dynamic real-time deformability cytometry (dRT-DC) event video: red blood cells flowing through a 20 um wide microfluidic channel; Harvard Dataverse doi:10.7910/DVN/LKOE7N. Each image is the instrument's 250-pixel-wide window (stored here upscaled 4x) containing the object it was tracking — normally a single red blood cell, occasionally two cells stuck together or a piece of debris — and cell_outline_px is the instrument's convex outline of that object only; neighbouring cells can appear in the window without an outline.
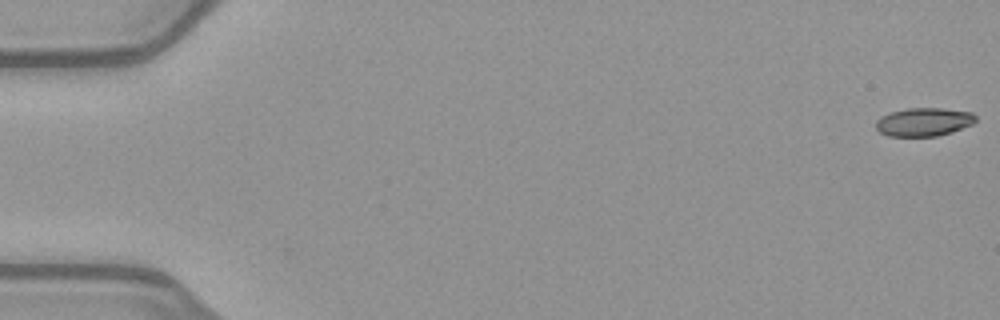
{"species": "common noctule bat (a hibernating species)", "species_latin": "Nyctalus noctula", "temperature_condition": "warm", "stored_images_in_passage": 52, "camera_frame_rate_fps": 3000, "um_per_image_px": 0.085, "animal": {"sex": "female", "body_mass_g": 21.9}, "frame": {"image": 1, "passage_image": 1, "time_ms": 0.0, "image_size_px": [1000, 320], "cell_outline_px": [[976, 120], [972, 124], [952, 132], [936, 136], [888, 136], [880, 132], [876, 128], [876, 120], [880, 116], [892, 112], [908, 108], [940, 108], [972, 112], [976, 116]], "centroid_in_image_um": [78.52, 10.36], "position_along_channel_um": 6.5, "area_um2": 16.47}}
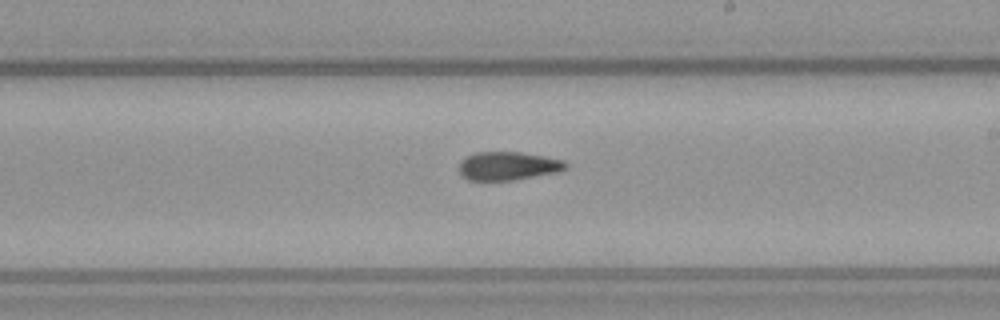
{"frame": {"image": 2, "passage_image": 31, "time_ms": 10.0, "image_size_px": [1000, 320], "cell_outline_px": [[568, 168], [560, 172], [512, 180], [468, 180], [460, 176], [460, 160], [476, 152], [520, 152], [544, 156], [564, 160], [568, 164]], "centroid_in_image_um": [43.21, 14.11], "position_along_channel_um": 245.8, "area_um2": 17.8}}
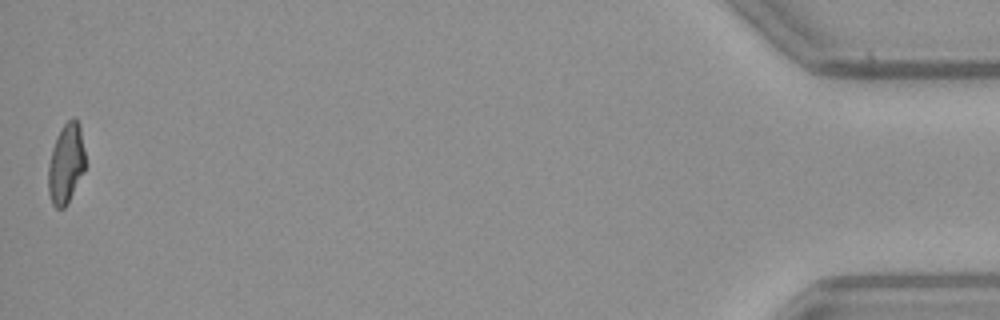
{"frame": {"image": 3, "passage_image": 52, "time_ms": 17.0, "image_size_px": [1000, 320], "cell_outline_px": [[84, 172], [68, 204], [64, 208], [56, 208], [52, 204], [48, 192], [48, 164], [52, 148], [56, 136], [64, 124], [72, 116], [76, 116], [80, 124], [84, 148]], "centroid_in_image_um": [5.61, 13.89], "position_along_channel_um": 429.6, "area_um2": 17.57}, "authors_computed_cell_mechanics": {"area_um2": 17.918, "velocity_mm_per_s": 4.0214, "shape_relaxation_time_tau1_ms": 7.5066, "shape_relaxation_time_tau2_ms": 3.0432, "deformation_change_tau1": 0.2052, "deformation_change_tau2": 0.1107}}